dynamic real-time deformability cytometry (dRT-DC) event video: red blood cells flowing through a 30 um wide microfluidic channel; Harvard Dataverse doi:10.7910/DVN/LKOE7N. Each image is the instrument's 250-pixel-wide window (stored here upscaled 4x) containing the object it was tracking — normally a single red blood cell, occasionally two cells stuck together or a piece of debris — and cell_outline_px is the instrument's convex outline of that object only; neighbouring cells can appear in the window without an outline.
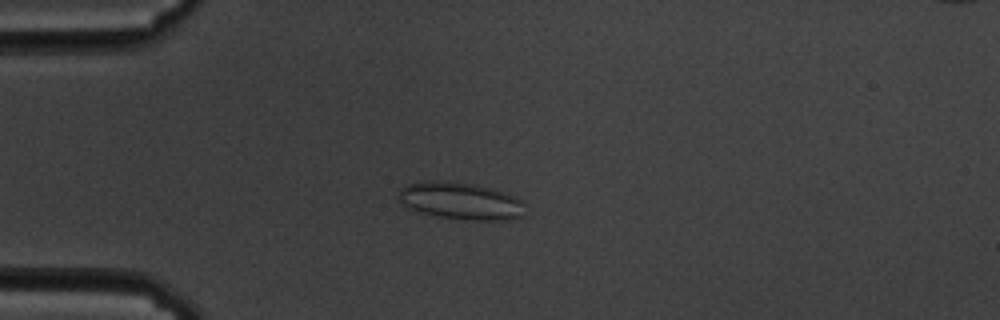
{"species": "common noctule bat (a hibernating species)", "species_latin": "Nyctalus noctula", "temperature_condition": "cold", "stored_images_in_passage": 59, "camera_frame_rate_fps": 3000, "um_per_image_px": 0.085, "animal": {"sex": "male", "body_mass_g": 19.5, "forearm_length_mm": 54.6}, "frame": {"image": 1, "passage_image": 16, "time_ms": 5.0, "image_size_px": [1000, 320], "cell_outline_px": [[524, 216], [512, 220], [464, 220], [436, 216], [420, 212], [408, 208], [396, 196], [400, 188], [408, 184], [432, 180], [440, 180], [476, 184], [508, 192], [524, 200]], "centroid_in_image_um": [39.21, 17.08], "position_along_channel_um": 45.8, "area_um2": 28.03}}
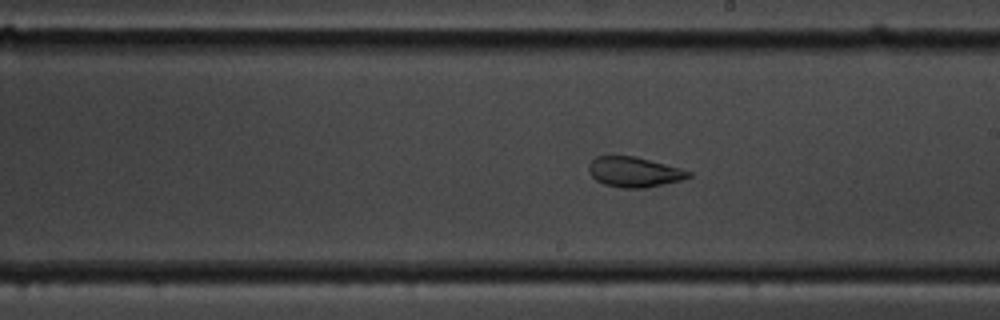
{"frame": {"image": 2, "passage_image": 34, "time_ms": 11.0, "image_size_px": [1000, 320], "cell_outline_px": [[692, 176], [680, 180], [644, 188], [624, 188], [604, 184], [596, 180], [588, 172], [588, 164], [596, 156], [636, 156], [680, 168], [692, 172]], "centroid_in_image_um": [53.88, 14.61], "position_along_channel_um": 235.1, "area_um2": 17.46}}
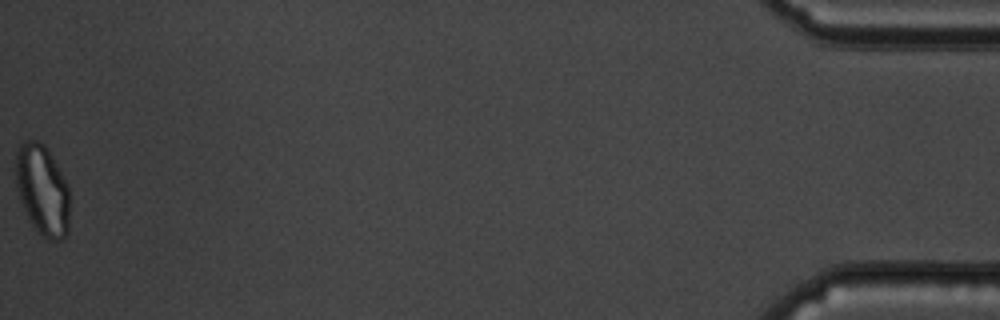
{"frame": {"image": 3, "passage_image": 59, "time_ms": 19.333, "image_size_px": [1000, 320], "cell_outline_px": [[68, 232], [60, 240], [48, 240], [36, 232], [32, 228], [20, 200], [16, 184], [16, 152], [20, 144], [24, 140], [36, 140], [44, 144], [68, 184]], "centroid_in_image_um": [3.58, 16.18], "position_along_channel_um": 431.6, "area_um2": 28.5}, "authors_computed_cell_mechanics": {"area_um2": 25.432, "velocity_mm_per_s": 3.4765, "shape_relaxation_time_tau1_ms": null, "shape_relaxation_time_tau2_ms": 1.6031, "deformation_change_tau1": null, "deformation_change_tau2": 0.0858}}